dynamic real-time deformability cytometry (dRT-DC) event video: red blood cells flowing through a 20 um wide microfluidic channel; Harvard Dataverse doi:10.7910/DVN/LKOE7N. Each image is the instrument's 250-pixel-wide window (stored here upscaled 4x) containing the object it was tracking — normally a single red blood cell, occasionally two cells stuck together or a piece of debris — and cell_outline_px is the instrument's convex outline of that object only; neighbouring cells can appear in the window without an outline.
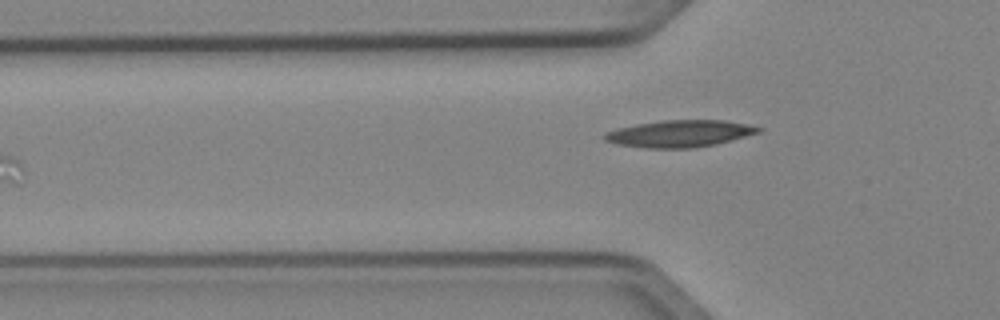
{"species": "Egyptian fruit bat (a non-hibernating species)", "species_latin": "Rousettus aegyptiacus", "temperature_condition": "cold", "stored_images_in_passage": 6, "camera_frame_rate_fps": 3000, "um_per_image_px": 0.085, "animal": {"sex": "female"}, "frame": {"image": 1, "passage_image": 6, "time_ms": 1.667, "image_size_px": [1000, 320], "cell_outline_px": [[764, 128], [760, 132], [732, 140], [716, 144], [696, 148], [644, 148], [616, 144], [604, 140], [600, 136], [604, 132], [616, 128], [636, 124], [664, 120], [724, 120], [748, 124]], "centroid_in_image_um": [57.74, 11.36], "position_along_channel_um": 68.1, "area_um2": 24.45}}